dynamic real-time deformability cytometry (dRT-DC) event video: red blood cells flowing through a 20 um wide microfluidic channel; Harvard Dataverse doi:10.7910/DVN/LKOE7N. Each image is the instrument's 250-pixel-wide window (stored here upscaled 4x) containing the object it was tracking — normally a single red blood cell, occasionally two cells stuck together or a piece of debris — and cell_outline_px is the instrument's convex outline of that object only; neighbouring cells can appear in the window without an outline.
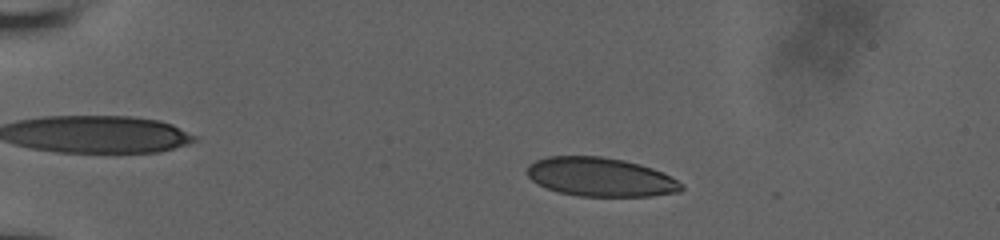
{"species": "human", "species_latin": "Homo sapiens", "temperature_condition": "room temperature", "stored_images_in_passage": 16, "camera_frame_rate_fps": 3000, "um_per_image_px": 0.085, "donor": {"sex": "male"}, "frame": {"image": 1, "passage_image": 6, "time_ms": 1.667, "image_size_px": [1000, 240], "cell_outline_px": [[684, 188], [680, 192], [652, 196], [580, 196], [560, 192], [548, 188], [532, 180], [528, 176], [528, 164], [536, 160], [548, 156], [600, 156], [624, 160], [640, 164], [652, 168], [684, 184]], "centroid_in_image_um": [51.06, 15.04], "position_along_channel_um": 33.9, "area_um2": 34.74}}
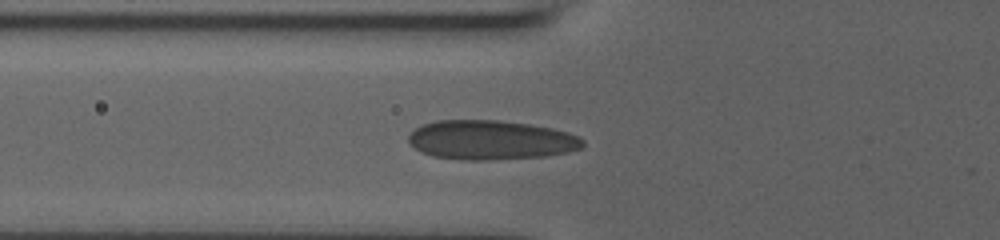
{"frame": {"image": 2, "passage_image": 15, "time_ms": 4.667, "image_size_px": [1000, 240], "cell_outline_px": [[584, 144], [580, 148], [568, 152], [544, 156], [488, 160], [464, 160], [432, 156], [416, 148], [408, 140], [408, 136], [416, 128], [424, 124], [436, 120], [500, 120], [528, 124], [552, 128], [568, 132], [584, 140]], "centroid_in_image_um": [41.73, 11.9], "position_along_channel_um": 84.1, "area_um2": 39.77}}